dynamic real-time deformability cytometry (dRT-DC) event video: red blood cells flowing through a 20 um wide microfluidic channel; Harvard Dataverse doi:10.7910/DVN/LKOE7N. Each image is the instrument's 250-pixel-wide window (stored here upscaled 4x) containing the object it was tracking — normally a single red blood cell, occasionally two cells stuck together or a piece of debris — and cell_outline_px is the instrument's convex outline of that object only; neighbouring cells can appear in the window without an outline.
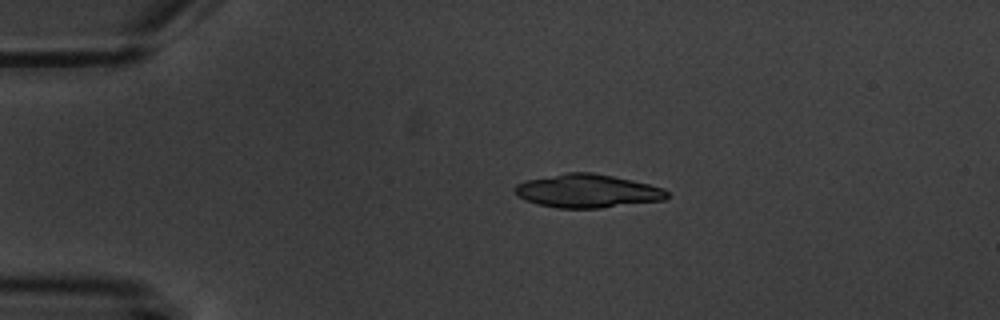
{"species": "common noctule bat (a hibernating species)", "species_latin": "Nyctalus noctula", "temperature_condition": "warm", "stored_images_in_passage": 8, "camera_frame_rate_fps": 3000, "um_per_image_px": 0.085, "animal": {"sex": "male", "body_mass_g": 20.1, "forearm_length_mm": 53.5}, "frame": {"image": 1, "passage_image": 1, "time_ms": 0.0, "image_size_px": [1000, 320], "cell_outline_px": [[668, 196], [664, 200], [600, 208], [556, 208], [536, 204], [524, 200], [512, 188], [516, 184], [524, 180], [564, 172], [592, 172], [632, 180], [664, 188], [668, 192]], "centroid_in_image_um": [49.89, 16.23], "position_along_channel_um": 35.1, "area_um2": 29.82}}